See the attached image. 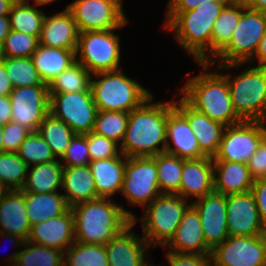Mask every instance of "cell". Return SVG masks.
<instances>
[{"label":"cell","mask_w":266,"mask_h":266,"mask_svg":"<svg viewBox=\"0 0 266 266\" xmlns=\"http://www.w3.org/2000/svg\"><path fill=\"white\" fill-rule=\"evenodd\" d=\"M75 242L105 245L132 221L136 215L111 200L97 198L71 207Z\"/></svg>","instance_id":"1"},{"label":"cell","mask_w":266,"mask_h":266,"mask_svg":"<svg viewBox=\"0 0 266 266\" xmlns=\"http://www.w3.org/2000/svg\"><path fill=\"white\" fill-rule=\"evenodd\" d=\"M153 99L152 95L129 113L120 145L121 153L127 158L152 157L165 150L168 101L153 102Z\"/></svg>","instance_id":"2"},{"label":"cell","mask_w":266,"mask_h":266,"mask_svg":"<svg viewBox=\"0 0 266 266\" xmlns=\"http://www.w3.org/2000/svg\"><path fill=\"white\" fill-rule=\"evenodd\" d=\"M227 5L209 1L188 11H167L163 26L197 63H209L212 28Z\"/></svg>","instance_id":"3"},{"label":"cell","mask_w":266,"mask_h":266,"mask_svg":"<svg viewBox=\"0 0 266 266\" xmlns=\"http://www.w3.org/2000/svg\"><path fill=\"white\" fill-rule=\"evenodd\" d=\"M203 71L182 86V98L197 111L209 119L225 126L235 125L242 120L237 116L232 105V99L226 77L218 71H208L214 65L206 62L198 63ZM207 70V71H206Z\"/></svg>","instance_id":"4"},{"label":"cell","mask_w":266,"mask_h":266,"mask_svg":"<svg viewBox=\"0 0 266 266\" xmlns=\"http://www.w3.org/2000/svg\"><path fill=\"white\" fill-rule=\"evenodd\" d=\"M90 89L98 111L130 113L141 106L152 93L121 69L92 74Z\"/></svg>","instance_id":"5"},{"label":"cell","mask_w":266,"mask_h":266,"mask_svg":"<svg viewBox=\"0 0 266 266\" xmlns=\"http://www.w3.org/2000/svg\"><path fill=\"white\" fill-rule=\"evenodd\" d=\"M265 33L266 14L247 8L243 4L240 21L235 27L229 43L209 63L217 64L216 66L220 70L222 68L235 69L247 64L254 56L259 41Z\"/></svg>","instance_id":"6"},{"label":"cell","mask_w":266,"mask_h":266,"mask_svg":"<svg viewBox=\"0 0 266 266\" xmlns=\"http://www.w3.org/2000/svg\"><path fill=\"white\" fill-rule=\"evenodd\" d=\"M221 73L228 82L237 116L242 121L266 122V67L250 66L235 76Z\"/></svg>","instance_id":"7"},{"label":"cell","mask_w":266,"mask_h":266,"mask_svg":"<svg viewBox=\"0 0 266 266\" xmlns=\"http://www.w3.org/2000/svg\"><path fill=\"white\" fill-rule=\"evenodd\" d=\"M190 205L178 194H161L144 208V215L138 221L142 224V236L150 247H165L170 242Z\"/></svg>","instance_id":"8"},{"label":"cell","mask_w":266,"mask_h":266,"mask_svg":"<svg viewBox=\"0 0 266 266\" xmlns=\"http://www.w3.org/2000/svg\"><path fill=\"white\" fill-rule=\"evenodd\" d=\"M114 30L116 29L80 33L75 51L76 61L91 75L121 69L120 37Z\"/></svg>","instance_id":"9"},{"label":"cell","mask_w":266,"mask_h":266,"mask_svg":"<svg viewBox=\"0 0 266 266\" xmlns=\"http://www.w3.org/2000/svg\"><path fill=\"white\" fill-rule=\"evenodd\" d=\"M49 113L62 120L75 134L93 131L97 107L91 91L49 93Z\"/></svg>","instance_id":"10"},{"label":"cell","mask_w":266,"mask_h":266,"mask_svg":"<svg viewBox=\"0 0 266 266\" xmlns=\"http://www.w3.org/2000/svg\"><path fill=\"white\" fill-rule=\"evenodd\" d=\"M121 193L130 205L143 209L161 195L155 156L126 157Z\"/></svg>","instance_id":"11"},{"label":"cell","mask_w":266,"mask_h":266,"mask_svg":"<svg viewBox=\"0 0 266 266\" xmlns=\"http://www.w3.org/2000/svg\"><path fill=\"white\" fill-rule=\"evenodd\" d=\"M266 137V122L242 121L226 126L213 161H231L247 164Z\"/></svg>","instance_id":"12"},{"label":"cell","mask_w":266,"mask_h":266,"mask_svg":"<svg viewBox=\"0 0 266 266\" xmlns=\"http://www.w3.org/2000/svg\"><path fill=\"white\" fill-rule=\"evenodd\" d=\"M81 32L120 29L129 19L123 0H76L66 7Z\"/></svg>","instance_id":"13"},{"label":"cell","mask_w":266,"mask_h":266,"mask_svg":"<svg viewBox=\"0 0 266 266\" xmlns=\"http://www.w3.org/2000/svg\"><path fill=\"white\" fill-rule=\"evenodd\" d=\"M210 255L214 266H266V234L228 237Z\"/></svg>","instance_id":"14"},{"label":"cell","mask_w":266,"mask_h":266,"mask_svg":"<svg viewBox=\"0 0 266 266\" xmlns=\"http://www.w3.org/2000/svg\"><path fill=\"white\" fill-rule=\"evenodd\" d=\"M11 121L27 127L32 132L49 114L50 94L48 85L15 87L10 92Z\"/></svg>","instance_id":"15"},{"label":"cell","mask_w":266,"mask_h":266,"mask_svg":"<svg viewBox=\"0 0 266 266\" xmlns=\"http://www.w3.org/2000/svg\"><path fill=\"white\" fill-rule=\"evenodd\" d=\"M229 237L266 234L251 191L226 195Z\"/></svg>","instance_id":"16"},{"label":"cell","mask_w":266,"mask_h":266,"mask_svg":"<svg viewBox=\"0 0 266 266\" xmlns=\"http://www.w3.org/2000/svg\"><path fill=\"white\" fill-rule=\"evenodd\" d=\"M191 205L200 216L204 239L211 249L229 237L226 195L213 191L202 198L193 200Z\"/></svg>","instance_id":"17"},{"label":"cell","mask_w":266,"mask_h":266,"mask_svg":"<svg viewBox=\"0 0 266 266\" xmlns=\"http://www.w3.org/2000/svg\"><path fill=\"white\" fill-rule=\"evenodd\" d=\"M164 152L183 159L205 157L200 151L196 136L191 130L188 120L175 108L174 100L168 101Z\"/></svg>","instance_id":"18"},{"label":"cell","mask_w":266,"mask_h":266,"mask_svg":"<svg viewBox=\"0 0 266 266\" xmlns=\"http://www.w3.org/2000/svg\"><path fill=\"white\" fill-rule=\"evenodd\" d=\"M134 225L132 221L105 244L109 266H143L148 261L150 246L132 231Z\"/></svg>","instance_id":"19"},{"label":"cell","mask_w":266,"mask_h":266,"mask_svg":"<svg viewBox=\"0 0 266 266\" xmlns=\"http://www.w3.org/2000/svg\"><path fill=\"white\" fill-rule=\"evenodd\" d=\"M174 106L188 120L201 153L206 157L214 158L226 126L209 119L205 114L190 106L182 97L174 101Z\"/></svg>","instance_id":"20"},{"label":"cell","mask_w":266,"mask_h":266,"mask_svg":"<svg viewBox=\"0 0 266 266\" xmlns=\"http://www.w3.org/2000/svg\"><path fill=\"white\" fill-rule=\"evenodd\" d=\"M27 241L66 251L74 242V218L71 208L64 214L31 226Z\"/></svg>","instance_id":"21"},{"label":"cell","mask_w":266,"mask_h":266,"mask_svg":"<svg viewBox=\"0 0 266 266\" xmlns=\"http://www.w3.org/2000/svg\"><path fill=\"white\" fill-rule=\"evenodd\" d=\"M166 247L176 253L211 254L212 249L204 239L200 216L192 205L184 212L174 237Z\"/></svg>","instance_id":"22"},{"label":"cell","mask_w":266,"mask_h":266,"mask_svg":"<svg viewBox=\"0 0 266 266\" xmlns=\"http://www.w3.org/2000/svg\"><path fill=\"white\" fill-rule=\"evenodd\" d=\"M213 191V158L183 159L180 196L186 200L193 196L197 200Z\"/></svg>","instance_id":"23"},{"label":"cell","mask_w":266,"mask_h":266,"mask_svg":"<svg viewBox=\"0 0 266 266\" xmlns=\"http://www.w3.org/2000/svg\"><path fill=\"white\" fill-rule=\"evenodd\" d=\"M79 35L78 26L66 8L57 14L45 15L39 44L46 47L76 49Z\"/></svg>","instance_id":"24"},{"label":"cell","mask_w":266,"mask_h":266,"mask_svg":"<svg viewBox=\"0 0 266 266\" xmlns=\"http://www.w3.org/2000/svg\"><path fill=\"white\" fill-rule=\"evenodd\" d=\"M29 222L23 190H9L0 201V233L29 238Z\"/></svg>","instance_id":"25"},{"label":"cell","mask_w":266,"mask_h":266,"mask_svg":"<svg viewBox=\"0 0 266 266\" xmlns=\"http://www.w3.org/2000/svg\"><path fill=\"white\" fill-rule=\"evenodd\" d=\"M126 157L90 161L88 164L93 175L97 197L111 198L116 192H121L125 176Z\"/></svg>","instance_id":"26"},{"label":"cell","mask_w":266,"mask_h":266,"mask_svg":"<svg viewBox=\"0 0 266 266\" xmlns=\"http://www.w3.org/2000/svg\"><path fill=\"white\" fill-rule=\"evenodd\" d=\"M214 191L224 195L251 191L254 179L247 164L213 161Z\"/></svg>","instance_id":"27"},{"label":"cell","mask_w":266,"mask_h":266,"mask_svg":"<svg viewBox=\"0 0 266 266\" xmlns=\"http://www.w3.org/2000/svg\"><path fill=\"white\" fill-rule=\"evenodd\" d=\"M68 206L97 199L96 187L89 165L64 166L62 187Z\"/></svg>","instance_id":"28"},{"label":"cell","mask_w":266,"mask_h":266,"mask_svg":"<svg viewBox=\"0 0 266 266\" xmlns=\"http://www.w3.org/2000/svg\"><path fill=\"white\" fill-rule=\"evenodd\" d=\"M76 49H64L38 45L31 55L42 82L50 85L51 82L66 68L76 61Z\"/></svg>","instance_id":"29"},{"label":"cell","mask_w":266,"mask_h":266,"mask_svg":"<svg viewBox=\"0 0 266 266\" xmlns=\"http://www.w3.org/2000/svg\"><path fill=\"white\" fill-rule=\"evenodd\" d=\"M25 203L31 226L64 214L70 207L62 193L24 192Z\"/></svg>","instance_id":"30"},{"label":"cell","mask_w":266,"mask_h":266,"mask_svg":"<svg viewBox=\"0 0 266 266\" xmlns=\"http://www.w3.org/2000/svg\"><path fill=\"white\" fill-rule=\"evenodd\" d=\"M63 164L60 160L32 165L28 168L25 184L22 188L28 193H51L62 187Z\"/></svg>","instance_id":"31"},{"label":"cell","mask_w":266,"mask_h":266,"mask_svg":"<svg viewBox=\"0 0 266 266\" xmlns=\"http://www.w3.org/2000/svg\"><path fill=\"white\" fill-rule=\"evenodd\" d=\"M8 266H64V252L25 241L23 248L10 255Z\"/></svg>","instance_id":"32"},{"label":"cell","mask_w":266,"mask_h":266,"mask_svg":"<svg viewBox=\"0 0 266 266\" xmlns=\"http://www.w3.org/2000/svg\"><path fill=\"white\" fill-rule=\"evenodd\" d=\"M242 12L243 2L241 0H235L221 11L212 28L211 60L229 43Z\"/></svg>","instance_id":"33"},{"label":"cell","mask_w":266,"mask_h":266,"mask_svg":"<svg viewBox=\"0 0 266 266\" xmlns=\"http://www.w3.org/2000/svg\"><path fill=\"white\" fill-rule=\"evenodd\" d=\"M31 5L24 0H16L9 13L10 27L39 39L46 14L36 5Z\"/></svg>","instance_id":"34"},{"label":"cell","mask_w":266,"mask_h":266,"mask_svg":"<svg viewBox=\"0 0 266 266\" xmlns=\"http://www.w3.org/2000/svg\"><path fill=\"white\" fill-rule=\"evenodd\" d=\"M157 179L161 194L180 195L183 158L162 152L155 155Z\"/></svg>","instance_id":"35"},{"label":"cell","mask_w":266,"mask_h":266,"mask_svg":"<svg viewBox=\"0 0 266 266\" xmlns=\"http://www.w3.org/2000/svg\"><path fill=\"white\" fill-rule=\"evenodd\" d=\"M37 132L50 146L54 156L61 159L65 154L72 138L76 135L62 120L50 113L38 126Z\"/></svg>","instance_id":"36"},{"label":"cell","mask_w":266,"mask_h":266,"mask_svg":"<svg viewBox=\"0 0 266 266\" xmlns=\"http://www.w3.org/2000/svg\"><path fill=\"white\" fill-rule=\"evenodd\" d=\"M91 76L82 64L75 61L51 82L49 85V93L91 91Z\"/></svg>","instance_id":"37"},{"label":"cell","mask_w":266,"mask_h":266,"mask_svg":"<svg viewBox=\"0 0 266 266\" xmlns=\"http://www.w3.org/2000/svg\"><path fill=\"white\" fill-rule=\"evenodd\" d=\"M64 266H109L105 245L74 242L64 251Z\"/></svg>","instance_id":"38"},{"label":"cell","mask_w":266,"mask_h":266,"mask_svg":"<svg viewBox=\"0 0 266 266\" xmlns=\"http://www.w3.org/2000/svg\"><path fill=\"white\" fill-rule=\"evenodd\" d=\"M129 119L128 112L98 111L94 122V133L115 141L120 145L124 138Z\"/></svg>","instance_id":"39"},{"label":"cell","mask_w":266,"mask_h":266,"mask_svg":"<svg viewBox=\"0 0 266 266\" xmlns=\"http://www.w3.org/2000/svg\"><path fill=\"white\" fill-rule=\"evenodd\" d=\"M28 168L17 153H0V182L9 190H22Z\"/></svg>","instance_id":"40"},{"label":"cell","mask_w":266,"mask_h":266,"mask_svg":"<svg viewBox=\"0 0 266 266\" xmlns=\"http://www.w3.org/2000/svg\"><path fill=\"white\" fill-rule=\"evenodd\" d=\"M3 61L13 88L46 85L42 82L31 57H4Z\"/></svg>","instance_id":"41"},{"label":"cell","mask_w":266,"mask_h":266,"mask_svg":"<svg viewBox=\"0 0 266 266\" xmlns=\"http://www.w3.org/2000/svg\"><path fill=\"white\" fill-rule=\"evenodd\" d=\"M17 154L29 167L57 159L50 146L37 131L31 132L26 137L25 141L20 145Z\"/></svg>","instance_id":"42"},{"label":"cell","mask_w":266,"mask_h":266,"mask_svg":"<svg viewBox=\"0 0 266 266\" xmlns=\"http://www.w3.org/2000/svg\"><path fill=\"white\" fill-rule=\"evenodd\" d=\"M38 45L39 39L36 36L11 29L1 47L4 57L17 58L31 57Z\"/></svg>","instance_id":"43"},{"label":"cell","mask_w":266,"mask_h":266,"mask_svg":"<svg viewBox=\"0 0 266 266\" xmlns=\"http://www.w3.org/2000/svg\"><path fill=\"white\" fill-rule=\"evenodd\" d=\"M86 138L91 161L119 157L122 154L120 145L113 140L92 131L86 134Z\"/></svg>","instance_id":"44"},{"label":"cell","mask_w":266,"mask_h":266,"mask_svg":"<svg viewBox=\"0 0 266 266\" xmlns=\"http://www.w3.org/2000/svg\"><path fill=\"white\" fill-rule=\"evenodd\" d=\"M61 160L63 166H84L90 163L86 134H76L72 138Z\"/></svg>","instance_id":"45"},{"label":"cell","mask_w":266,"mask_h":266,"mask_svg":"<svg viewBox=\"0 0 266 266\" xmlns=\"http://www.w3.org/2000/svg\"><path fill=\"white\" fill-rule=\"evenodd\" d=\"M32 131L17 122L10 121L2 126L4 152L17 153L20 145Z\"/></svg>","instance_id":"46"},{"label":"cell","mask_w":266,"mask_h":266,"mask_svg":"<svg viewBox=\"0 0 266 266\" xmlns=\"http://www.w3.org/2000/svg\"><path fill=\"white\" fill-rule=\"evenodd\" d=\"M170 266H214L211 255L176 253L168 251L165 253Z\"/></svg>","instance_id":"47"},{"label":"cell","mask_w":266,"mask_h":266,"mask_svg":"<svg viewBox=\"0 0 266 266\" xmlns=\"http://www.w3.org/2000/svg\"><path fill=\"white\" fill-rule=\"evenodd\" d=\"M247 167L254 180L266 178V137L261 141L257 151L247 162Z\"/></svg>","instance_id":"48"},{"label":"cell","mask_w":266,"mask_h":266,"mask_svg":"<svg viewBox=\"0 0 266 266\" xmlns=\"http://www.w3.org/2000/svg\"><path fill=\"white\" fill-rule=\"evenodd\" d=\"M251 192L258 208L262 226L266 231V178L254 180Z\"/></svg>","instance_id":"49"},{"label":"cell","mask_w":266,"mask_h":266,"mask_svg":"<svg viewBox=\"0 0 266 266\" xmlns=\"http://www.w3.org/2000/svg\"><path fill=\"white\" fill-rule=\"evenodd\" d=\"M209 1L221 4H232L235 0H170L167 4L166 11H188L196 8L199 4Z\"/></svg>","instance_id":"50"},{"label":"cell","mask_w":266,"mask_h":266,"mask_svg":"<svg viewBox=\"0 0 266 266\" xmlns=\"http://www.w3.org/2000/svg\"><path fill=\"white\" fill-rule=\"evenodd\" d=\"M12 109L9 95L0 96V126L11 121Z\"/></svg>","instance_id":"51"},{"label":"cell","mask_w":266,"mask_h":266,"mask_svg":"<svg viewBox=\"0 0 266 266\" xmlns=\"http://www.w3.org/2000/svg\"><path fill=\"white\" fill-rule=\"evenodd\" d=\"M13 90L12 83L8 78L4 61L0 62V96L10 95Z\"/></svg>","instance_id":"52"},{"label":"cell","mask_w":266,"mask_h":266,"mask_svg":"<svg viewBox=\"0 0 266 266\" xmlns=\"http://www.w3.org/2000/svg\"><path fill=\"white\" fill-rule=\"evenodd\" d=\"M257 59V66L266 67V33L259 41L257 50L254 54V56L247 62H252L253 60Z\"/></svg>","instance_id":"53"},{"label":"cell","mask_w":266,"mask_h":266,"mask_svg":"<svg viewBox=\"0 0 266 266\" xmlns=\"http://www.w3.org/2000/svg\"><path fill=\"white\" fill-rule=\"evenodd\" d=\"M10 31L11 27L9 15L0 16V46H2L4 39L10 33Z\"/></svg>","instance_id":"54"},{"label":"cell","mask_w":266,"mask_h":266,"mask_svg":"<svg viewBox=\"0 0 266 266\" xmlns=\"http://www.w3.org/2000/svg\"><path fill=\"white\" fill-rule=\"evenodd\" d=\"M245 7L266 14V0H241Z\"/></svg>","instance_id":"55"},{"label":"cell","mask_w":266,"mask_h":266,"mask_svg":"<svg viewBox=\"0 0 266 266\" xmlns=\"http://www.w3.org/2000/svg\"><path fill=\"white\" fill-rule=\"evenodd\" d=\"M2 235V238H9V240L11 241V243L13 245H15L16 247L15 248H22L23 247V244L25 243V240L17 235H12L10 233H0V236Z\"/></svg>","instance_id":"56"},{"label":"cell","mask_w":266,"mask_h":266,"mask_svg":"<svg viewBox=\"0 0 266 266\" xmlns=\"http://www.w3.org/2000/svg\"><path fill=\"white\" fill-rule=\"evenodd\" d=\"M16 0H0V16L9 15Z\"/></svg>","instance_id":"57"},{"label":"cell","mask_w":266,"mask_h":266,"mask_svg":"<svg viewBox=\"0 0 266 266\" xmlns=\"http://www.w3.org/2000/svg\"><path fill=\"white\" fill-rule=\"evenodd\" d=\"M24 1L28 2V0H24ZM55 1H57V0H34L33 4L36 6H38V5L42 6V5H47V4L53 3Z\"/></svg>","instance_id":"58"},{"label":"cell","mask_w":266,"mask_h":266,"mask_svg":"<svg viewBox=\"0 0 266 266\" xmlns=\"http://www.w3.org/2000/svg\"><path fill=\"white\" fill-rule=\"evenodd\" d=\"M9 191V189L0 182V201L2 198L6 195V193Z\"/></svg>","instance_id":"59"},{"label":"cell","mask_w":266,"mask_h":266,"mask_svg":"<svg viewBox=\"0 0 266 266\" xmlns=\"http://www.w3.org/2000/svg\"><path fill=\"white\" fill-rule=\"evenodd\" d=\"M3 135H2V126H0V153H3Z\"/></svg>","instance_id":"60"},{"label":"cell","mask_w":266,"mask_h":266,"mask_svg":"<svg viewBox=\"0 0 266 266\" xmlns=\"http://www.w3.org/2000/svg\"><path fill=\"white\" fill-rule=\"evenodd\" d=\"M4 56H3V52H2V47L0 46V62L3 61Z\"/></svg>","instance_id":"61"},{"label":"cell","mask_w":266,"mask_h":266,"mask_svg":"<svg viewBox=\"0 0 266 266\" xmlns=\"http://www.w3.org/2000/svg\"><path fill=\"white\" fill-rule=\"evenodd\" d=\"M143 266H154L152 263L150 264V261L148 260Z\"/></svg>","instance_id":"62"}]
</instances>
